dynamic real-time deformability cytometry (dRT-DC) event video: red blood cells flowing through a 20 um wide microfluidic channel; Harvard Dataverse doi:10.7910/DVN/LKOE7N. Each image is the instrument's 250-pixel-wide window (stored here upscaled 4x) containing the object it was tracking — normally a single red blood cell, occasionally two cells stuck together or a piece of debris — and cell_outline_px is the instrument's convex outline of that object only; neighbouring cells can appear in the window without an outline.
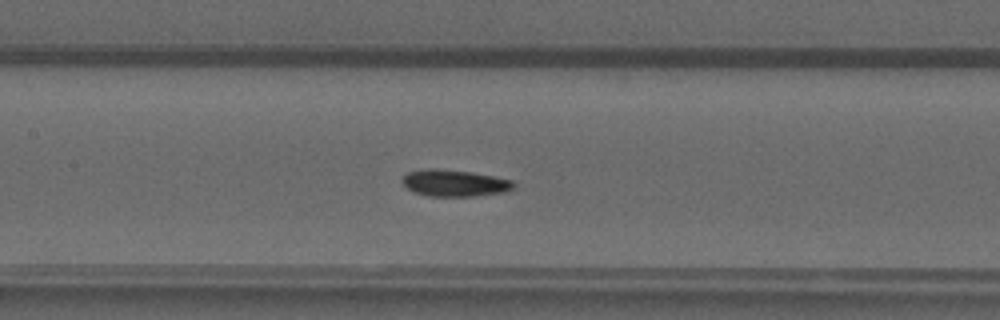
{"species": "common noctule bat (a hibernating species)", "species_latin": "Nyctalus noctula", "temperature_condition": "warm", "stored_images_in_passage": 48, "camera_frame_rate_fps": 3000, "um_per_image_px": 0.085, "animal": {"sex": "male", "forearm_length_mm": 52.5}, "frame": {"image": 1, "passage_image": 23, "time_ms": 7.333, "image_size_px": [1000, 320], "cell_outline_px": [[516, 188], [504, 192], [476, 196], [428, 196], [416, 192], [408, 188], [400, 180], [408, 172], [424, 168], [436, 168], [472, 172], [512, 180], [516, 184]], "centroid_in_image_um": [38.66, 15.55], "position_along_channel_um": 168.7, "area_um2": 17.4}}
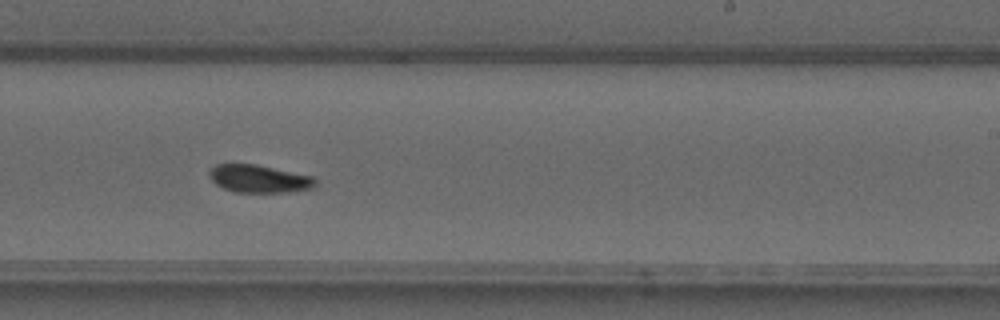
{"frame": {"image": 2, "passage_image": 30, "time_ms": 9.667, "image_size_px": [1000, 320], "cell_outline_px": [[316, 184], [312, 188], [288, 192], [236, 192], [224, 188], [216, 184], [208, 176], [208, 168], [216, 164], [256, 164], [312, 176], [316, 180]], "centroid_in_image_um": [21.98, 15.18], "position_along_channel_um": 267.0, "area_um2": 17.17}}
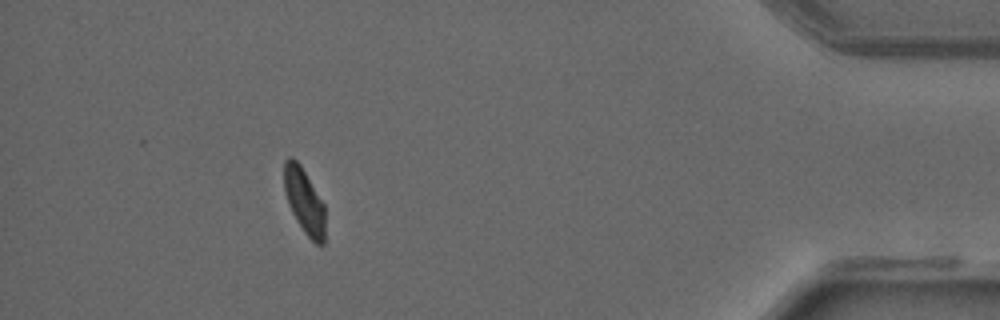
{"frame": {"image": 3, "passage_image": 44, "time_ms": 14.333, "image_size_px": [1000, 320], "cell_outline_px": [[324, 244], [316, 244], [304, 232], [292, 212], [284, 188], [284, 160], [288, 156], [292, 156], [300, 164], [324, 204]], "centroid_in_image_um": [25.85, 17.05], "position_along_channel_um": 409.3, "area_um2": 15.32}}